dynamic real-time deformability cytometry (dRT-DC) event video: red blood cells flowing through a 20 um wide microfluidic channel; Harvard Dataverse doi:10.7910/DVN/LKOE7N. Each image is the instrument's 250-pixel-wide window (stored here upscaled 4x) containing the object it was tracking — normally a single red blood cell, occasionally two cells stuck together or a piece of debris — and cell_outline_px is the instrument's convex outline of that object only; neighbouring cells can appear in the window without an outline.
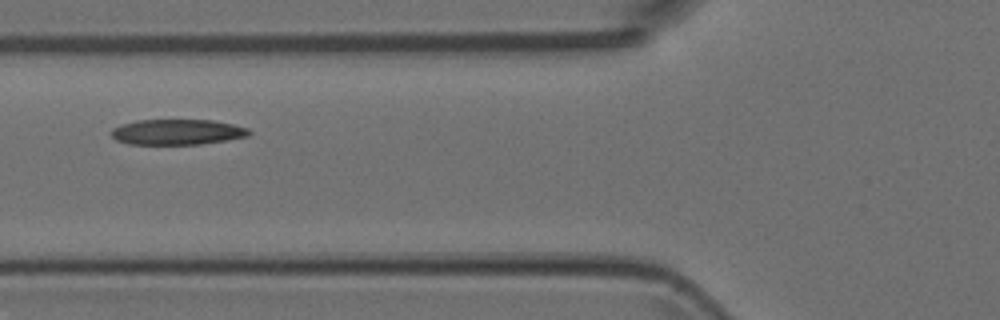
{"species": "Egyptian fruit bat (a non-hibernating species)", "species_latin": "Rousettus aegyptiacus", "temperature_condition": "room temperature", "stored_images_in_passage": 2, "camera_frame_rate_fps": 3000, "um_per_image_px": 0.085, "animal": {"sex": "female"}, "frame": {"image": 1, "passage_image": 2, "time_ms": 0.333, "image_size_px": [1000, 320], "cell_outline_px": [[252, 132], [248, 136], [200, 144], [128, 144], [116, 140], [112, 136], [112, 128], [120, 124], [136, 120], [212, 120], [232, 124], [248, 128]], "centroid_in_image_um": [15.04, 11.21], "position_along_channel_um": 110.8, "area_um2": 20.4}}